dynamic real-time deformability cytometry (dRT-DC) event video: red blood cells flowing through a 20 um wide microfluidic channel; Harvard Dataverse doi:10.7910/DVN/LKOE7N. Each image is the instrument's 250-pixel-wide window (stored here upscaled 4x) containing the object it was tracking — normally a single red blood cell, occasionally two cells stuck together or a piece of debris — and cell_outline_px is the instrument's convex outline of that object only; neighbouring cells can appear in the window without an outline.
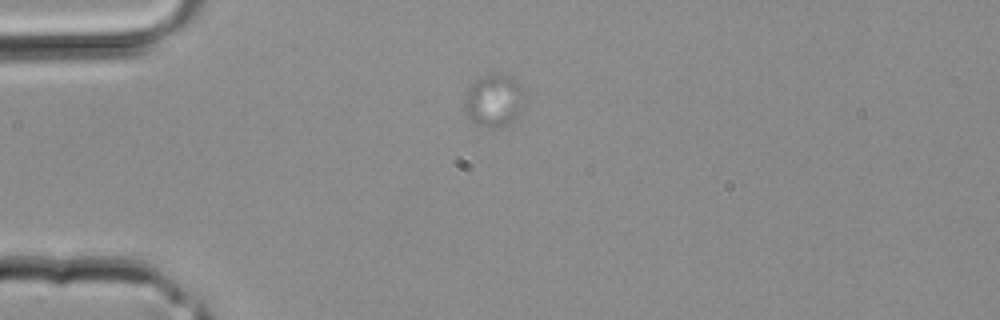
{"species": "common noctule bat (a hibernating species)", "species_latin": "Nyctalus noctula", "temperature_condition": "room temperature", "stored_images_in_passage": 1, "camera_frame_rate_fps": 3000, "um_per_image_px": 0.085, "animal": {"sex": "male", "body_mass_g": 20.4}, "frame": {"image": 1, "passage_image": 1, "time_ms": 0.0, "image_size_px": [1000, 320], "cell_outline_px": [[520, 108], [516, 120], [492, 128], [484, 128], [472, 120], [468, 116], [464, 108], [464, 100], [472, 84], [480, 76], [488, 72], [492, 72], [508, 76], [516, 80], [520, 84]], "centroid_in_image_um": [41.93, 8.52], "position_along_channel_um": 43.1, "area_um2": 17.86}}